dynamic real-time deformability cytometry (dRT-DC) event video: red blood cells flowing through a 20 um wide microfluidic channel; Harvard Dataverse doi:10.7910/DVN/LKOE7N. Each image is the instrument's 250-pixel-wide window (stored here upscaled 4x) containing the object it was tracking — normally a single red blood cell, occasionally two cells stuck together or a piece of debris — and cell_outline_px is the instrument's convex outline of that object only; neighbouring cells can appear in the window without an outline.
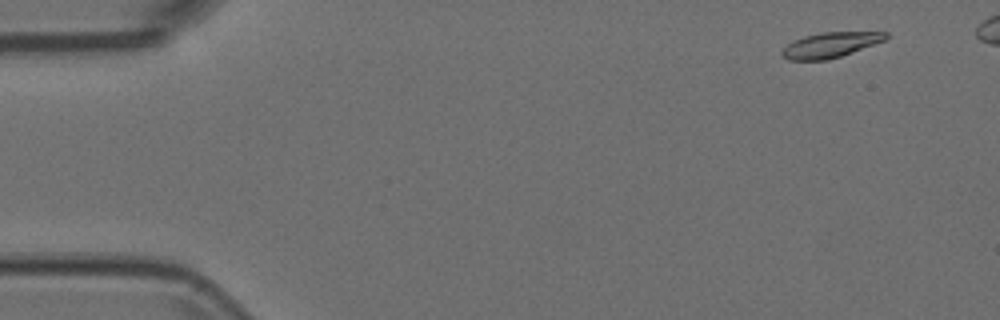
{"species": "Egyptian fruit bat (a non-hibernating species)", "species_latin": "Rousettus aegyptiacus", "temperature_condition": "room temperature", "stored_images_in_passage": 49, "camera_frame_rate_fps": 3000, "um_per_image_px": 0.085, "animal": {"sex": "female"}, "frame": {"image": 1, "passage_image": 3, "time_ms": 0.667, "image_size_px": [1000, 320], "cell_outline_px": [[888, 36], [884, 40], [852, 52], [828, 60], [788, 60], [780, 56], [780, 52], [792, 40], [804, 36], [824, 32], [888, 32]], "centroid_in_image_um": [70.52, 3.82], "position_along_channel_um": 14.5, "area_um2": 15.14}}
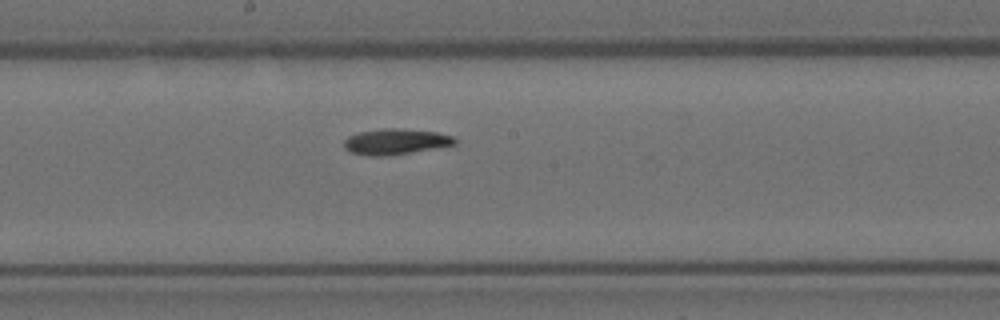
{"frame": {"image": 2, "passage_image": 28, "time_ms": 9.0, "image_size_px": [1000, 320], "cell_outline_px": [[456, 144], [384, 156], [372, 156], [352, 152], [344, 148], [344, 140], [348, 136], [360, 132], [384, 128], [400, 128], [436, 132], [452, 136], [456, 140]], "centroid_in_image_um": [33.59, 12.02], "position_along_channel_um": 214.6, "area_um2": 16.24}}
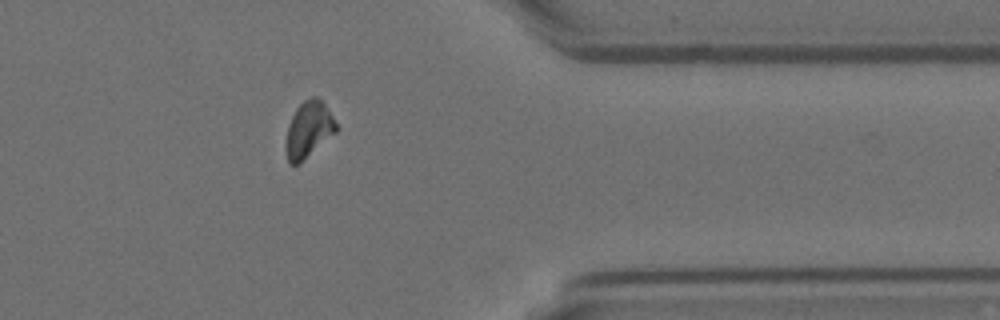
{"frame": {"image": 3, "passage_image": 43, "time_ms": 14.0, "image_size_px": [1000, 320], "cell_outline_px": [[336, 132], [296, 164], [288, 164], [284, 152], [284, 144], [288, 124], [296, 108], [304, 100], [312, 96], [316, 96], [324, 104], [332, 116], [336, 124]], "centroid_in_image_um": [26.16, 11.01], "position_along_channel_um": 385.2, "area_um2": 16.18}}